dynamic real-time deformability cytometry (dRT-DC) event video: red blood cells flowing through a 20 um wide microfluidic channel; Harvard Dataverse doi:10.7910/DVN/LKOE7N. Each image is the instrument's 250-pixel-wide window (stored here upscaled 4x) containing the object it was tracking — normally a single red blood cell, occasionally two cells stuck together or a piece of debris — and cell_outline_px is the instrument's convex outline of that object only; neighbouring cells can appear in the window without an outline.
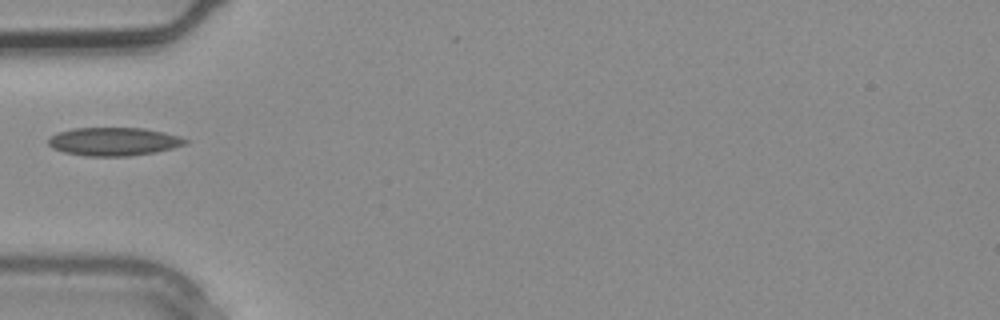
{"species": "common noctule bat (a hibernating species)", "species_latin": "Nyctalus noctula", "temperature_condition": "warm", "stored_images_in_passage": 1, "camera_frame_rate_fps": 3000, "um_per_image_px": 0.085, "animal": {"sex": "male", "body_mass_g": 20.4}, "frame": {"image": 1, "passage_image": 1, "time_ms": 0.0, "image_size_px": [1000, 320], "cell_outline_px": [[188, 144], [156, 152], [132, 156], [84, 156], [64, 152], [52, 148], [48, 144], [48, 140], [56, 132], [72, 128], [144, 128], [164, 132], [180, 136], [188, 140]], "centroid_in_image_um": [9.68, 12.03], "position_along_channel_um": 75.3, "area_um2": 22.77}}